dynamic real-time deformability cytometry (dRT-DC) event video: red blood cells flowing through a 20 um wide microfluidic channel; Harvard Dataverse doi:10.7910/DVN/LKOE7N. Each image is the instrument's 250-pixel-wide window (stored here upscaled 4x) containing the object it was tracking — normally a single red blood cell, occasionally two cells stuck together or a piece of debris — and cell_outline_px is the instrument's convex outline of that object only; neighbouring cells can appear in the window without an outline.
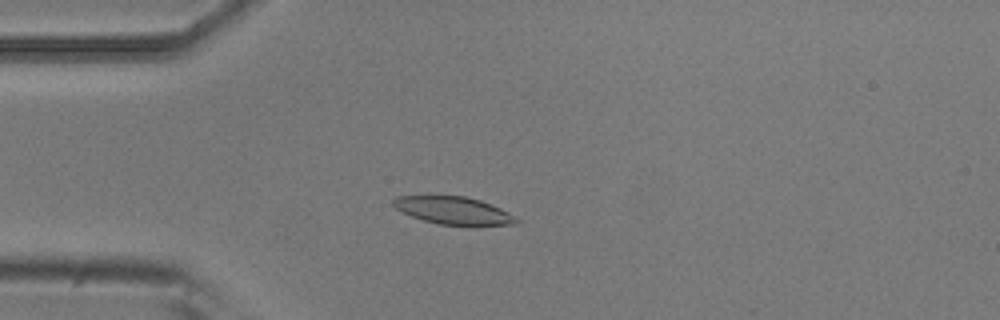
{"species": "common noctule bat (a hibernating species)", "species_latin": "Nyctalus noctula", "temperature_condition": "room temperature", "stored_images_in_passage": 5, "camera_frame_rate_fps": 3000, "um_per_image_px": 0.085, "animal": {"sex": "male", "body_mass_g": 20.5, "forearm_length_mm": 52.5}, "frame": {"image": 1, "passage_image": 5, "time_ms": 1.333, "image_size_px": [1000, 320], "cell_outline_px": [[520, 220], [516, 224], [440, 224], [424, 220], [400, 212], [392, 204], [392, 200], [396, 196], [464, 196], [480, 200], [500, 208], [508, 212]], "centroid_in_image_um": [38.5, 17.87], "position_along_channel_um": 46.5, "area_um2": 19.31}}